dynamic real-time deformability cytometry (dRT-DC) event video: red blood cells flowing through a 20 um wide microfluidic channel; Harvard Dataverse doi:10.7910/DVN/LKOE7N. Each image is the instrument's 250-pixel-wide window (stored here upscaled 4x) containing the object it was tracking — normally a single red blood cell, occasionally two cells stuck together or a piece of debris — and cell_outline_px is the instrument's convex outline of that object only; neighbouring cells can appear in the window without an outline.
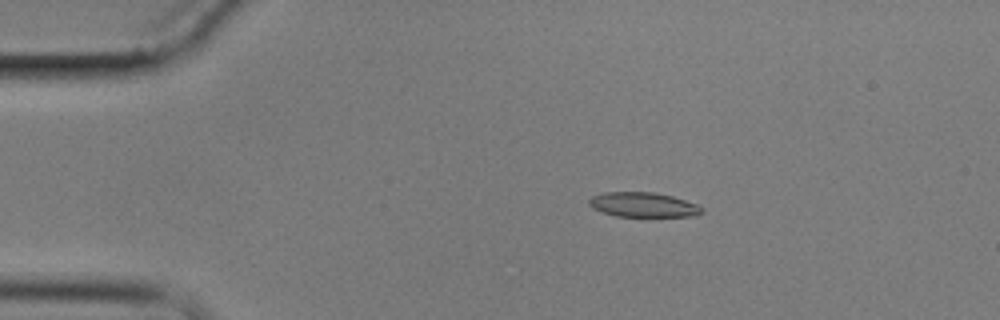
{"species": "common noctule bat (a hibernating species)", "species_latin": "Nyctalus noctula", "temperature_condition": "cold", "stored_images_in_passage": 6, "camera_frame_rate_fps": 3000, "um_per_image_px": 0.085, "animal": {"sex": "male", "body_mass_g": 17.9}, "frame": {"image": 1, "passage_image": 3, "time_ms": 2.667, "image_size_px": [1000, 320], "cell_outline_px": [[704, 212], [692, 216], [616, 216], [600, 212], [592, 208], [588, 204], [588, 200], [592, 196], [600, 192], [652, 192], [672, 196], [696, 204], [704, 208]], "centroid_in_image_um": [54.62, 17.4], "position_along_channel_um": 30.4, "area_um2": 16.3}}
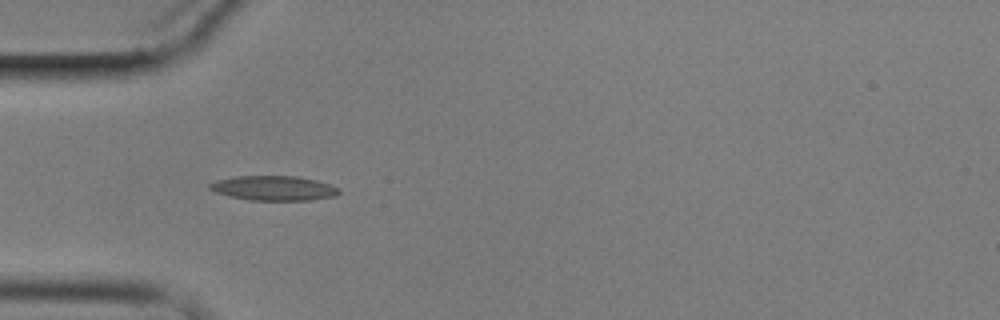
{"frame": {"image": 2, "passage_image": 5, "time_ms": 5.0, "image_size_px": [1000, 320], "cell_outline_px": [[340, 192], [336, 196], [312, 200], [248, 200], [216, 192], [208, 188], [208, 184], [216, 180], [232, 176], [296, 176], [316, 180], [340, 188]], "centroid_in_image_um": [23.27, 15.99], "position_along_channel_um": 61.7, "area_um2": 18.61}}
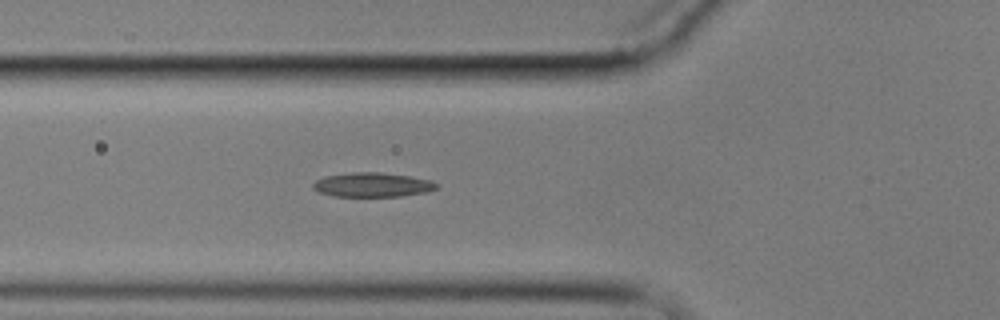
{"frame": {"image": 3, "passage_image": 6, "time_ms": 6.0, "image_size_px": [1000, 320], "cell_outline_px": [[440, 188], [428, 192], [400, 196], [332, 196], [320, 192], [312, 188], [312, 184], [316, 180], [324, 176], [352, 172], [380, 172], [408, 176], [432, 180], [440, 184]], "centroid_in_image_um": [31.7, 15.7], "position_along_channel_um": 94.1, "area_um2": 17.69}}